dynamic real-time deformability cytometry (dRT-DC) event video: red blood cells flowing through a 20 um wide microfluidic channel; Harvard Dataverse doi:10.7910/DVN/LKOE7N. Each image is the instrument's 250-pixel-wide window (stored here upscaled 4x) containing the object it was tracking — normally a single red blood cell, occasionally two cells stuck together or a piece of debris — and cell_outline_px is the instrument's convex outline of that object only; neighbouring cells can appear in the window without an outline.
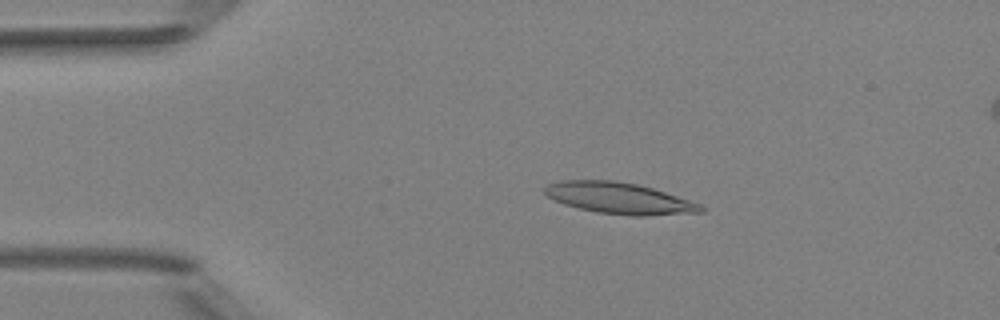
{"species": "Egyptian fruit bat (a non-hibernating species)", "species_latin": "Rousettus aegyptiacus", "temperature_condition": "room temperature", "stored_images_in_passage": 5, "camera_frame_rate_fps": 3000, "um_per_image_px": 0.085, "animal": {"sex": "female"}, "frame": {"image": 1, "passage_image": 3, "time_ms": 2.333, "image_size_px": [1000, 320], "cell_outline_px": [[704, 212], [644, 216], [632, 216], [596, 212], [564, 204], [548, 196], [544, 192], [544, 188], [548, 184], [560, 180], [612, 180], [636, 184], [652, 188], [700, 204], [704, 208]], "centroid_in_image_um": [52.62, 16.85], "position_along_channel_um": 32.4, "area_um2": 28.21}}